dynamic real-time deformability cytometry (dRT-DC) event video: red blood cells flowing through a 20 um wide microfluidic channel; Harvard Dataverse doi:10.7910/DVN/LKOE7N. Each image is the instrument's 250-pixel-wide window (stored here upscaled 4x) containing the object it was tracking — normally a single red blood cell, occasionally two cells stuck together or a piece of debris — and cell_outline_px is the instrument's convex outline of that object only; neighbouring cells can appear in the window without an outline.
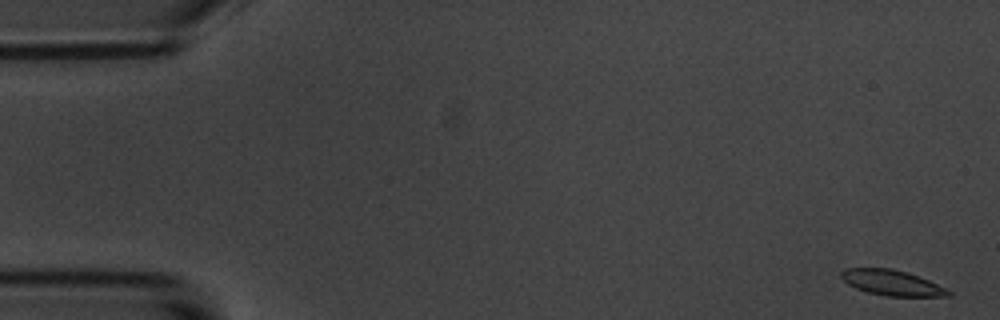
{"species": "common noctule bat (a hibernating species)", "species_latin": "Nyctalus noctula", "temperature_condition": "room temperature", "stored_images_in_passage": 56, "camera_frame_rate_fps": 3000, "um_per_image_px": 0.085, "animal": {"sex": "male", "body_mass_g": 20.1, "forearm_length_mm": 53.5}, "frame": {"image": 1, "passage_image": 1, "time_ms": 0.0, "image_size_px": [1000, 320], "cell_outline_px": [[952, 296], [884, 296], [868, 292], [856, 288], [848, 284], [840, 276], [840, 272], [844, 268], [892, 268], [908, 272], [928, 280], [952, 292]], "centroid_in_image_um": [75.78, 24.03], "position_along_channel_um": 9.2, "area_um2": 15.84}}
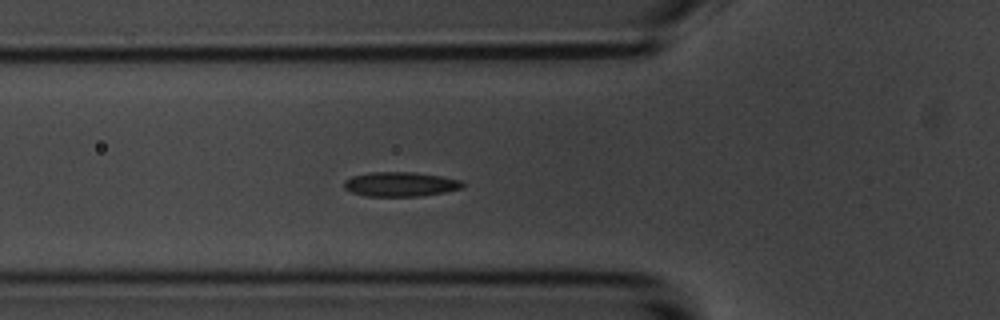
{"frame": {"image": 2, "passage_image": 19, "time_ms": 6.0, "image_size_px": [1000, 320], "cell_outline_px": [[468, 184], [460, 188], [444, 192], [420, 196], [364, 196], [352, 192], [344, 188], [344, 180], [352, 176], [372, 172], [416, 172], [440, 176], [460, 180]], "centroid_in_image_um": [34.03, 15.65], "position_along_channel_um": 91.8, "area_um2": 16.94}}
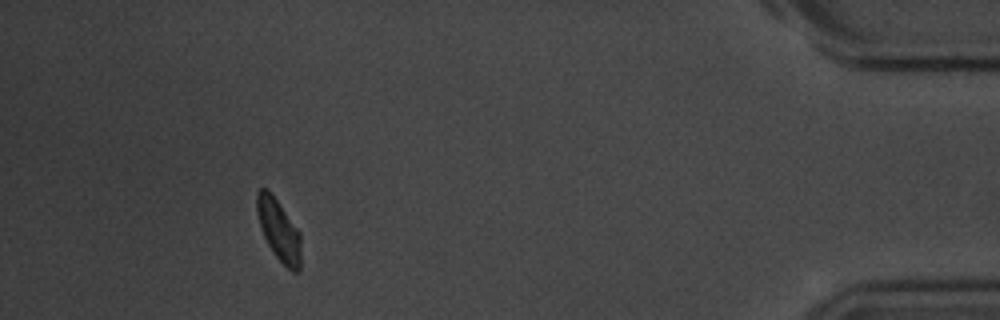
{"frame": {"image": 3, "passage_image": 51, "time_ms": 16.667, "image_size_px": [1000, 320], "cell_outline_px": [[300, 272], [292, 272], [276, 256], [268, 244], [260, 228], [256, 212], [256, 192], [260, 188], [268, 188], [300, 232]], "centroid_in_image_um": [23.68, 19.52], "position_along_channel_um": 411.5, "area_um2": 15.78}, "authors_computed_cell_mechanics": {"area_um2": 16.7331, "velocity_mm_per_s": 3.5643, "shape_relaxation_time_tau1_ms": 1.9874, "shape_relaxation_time_tau2_ms": 4.9345, "deformation_change_tau1": 0.076, "deformation_change_tau2": 0.0808}}